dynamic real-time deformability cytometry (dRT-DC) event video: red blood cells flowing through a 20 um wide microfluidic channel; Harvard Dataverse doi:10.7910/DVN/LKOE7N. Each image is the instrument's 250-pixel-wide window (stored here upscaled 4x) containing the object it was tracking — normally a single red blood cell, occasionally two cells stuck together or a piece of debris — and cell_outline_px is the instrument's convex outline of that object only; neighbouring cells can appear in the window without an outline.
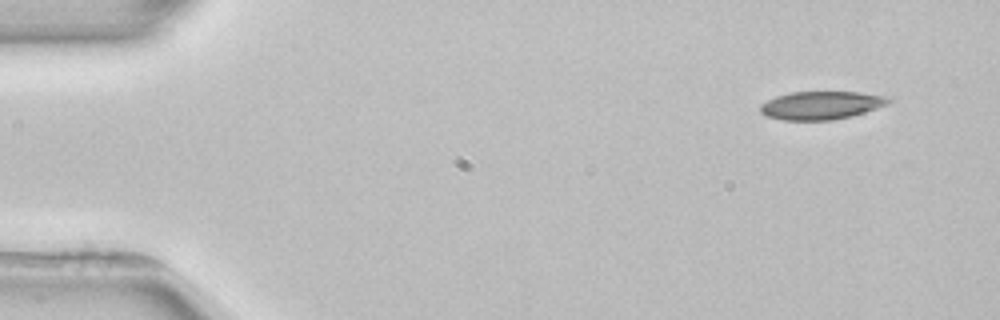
{"species": "common noctule bat (a hibernating species)", "species_latin": "Nyctalus noctula", "temperature_condition": "room temperature", "stored_images_in_passage": 5, "camera_frame_rate_fps": 3000, "um_per_image_px": 0.085, "animal": {"sex": "female", "body_mass_g": 22.7, "forearm_length_mm": 54.2}, "frame": {"image": 1, "passage_image": 1, "time_ms": 0.0, "image_size_px": [1000, 320], "cell_outline_px": [[892, 100], [888, 104], [852, 116], [832, 120], [784, 120], [768, 116], [760, 112], [760, 104], [776, 96], [792, 92], [860, 92], [884, 96]], "centroid_in_image_um": [69.79, 8.95], "position_along_channel_um": 15.2, "area_um2": 20.87}}
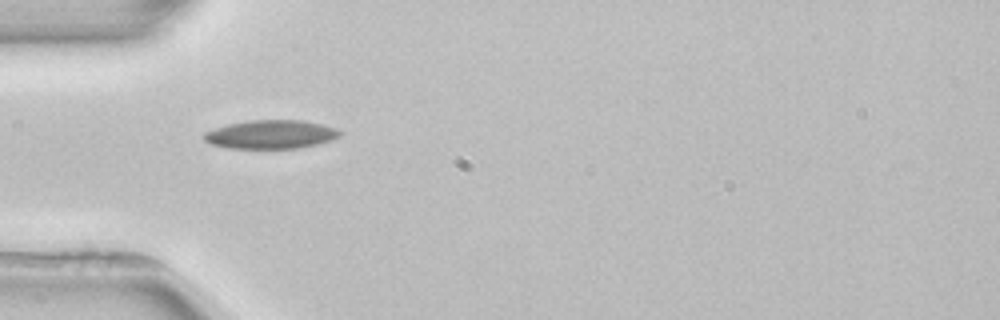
{"frame": {"image": 2, "passage_image": 4, "time_ms": 4.0, "image_size_px": [1000, 320], "cell_outline_px": [[344, 132], [340, 136], [332, 140], [320, 144], [300, 148], [228, 148], [212, 144], [204, 140], [200, 136], [204, 132], [228, 124], [248, 120], [304, 120], [336, 128]], "centroid_in_image_um": [23.05, 11.42], "position_along_channel_um": 62.0, "area_um2": 22.89}}